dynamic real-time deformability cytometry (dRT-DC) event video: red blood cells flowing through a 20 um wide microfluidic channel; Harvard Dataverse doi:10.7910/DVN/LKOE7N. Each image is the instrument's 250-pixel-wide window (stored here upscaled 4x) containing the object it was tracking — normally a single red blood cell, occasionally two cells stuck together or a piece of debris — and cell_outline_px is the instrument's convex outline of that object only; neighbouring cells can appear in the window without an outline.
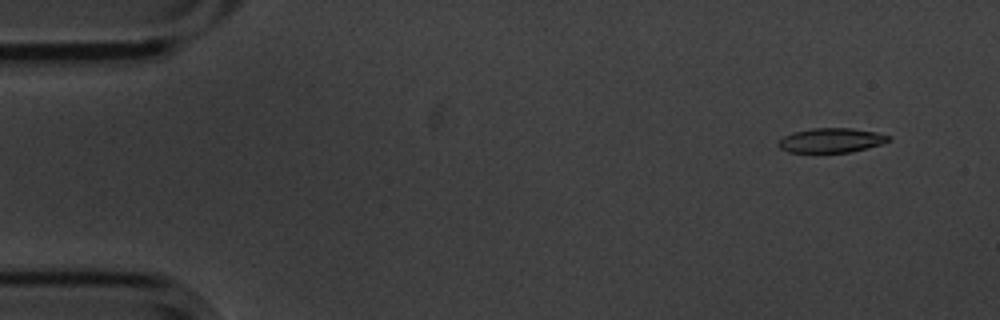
{"species": "common noctule bat (a hibernating species)", "species_latin": "Nyctalus noctula", "temperature_condition": "cold", "stored_images_in_passage": 52, "camera_frame_rate_fps": 3000, "um_per_image_px": 0.085, "animal": {"sex": "male", "body_mass_g": 20.1, "forearm_length_mm": 53.5}, "frame": {"image": 1, "passage_image": 4, "time_ms": 1.0, "image_size_px": [1000, 320], "cell_outline_px": [[892, 140], [880, 144], [852, 152], [788, 152], [780, 148], [776, 144], [784, 136], [792, 132], [812, 128], [852, 128], [876, 132], [892, 136]], "centroid_in_image_um": [70.66, 11.92], "position_along_channel_um": 14.3, "area_um2": 15.78}}
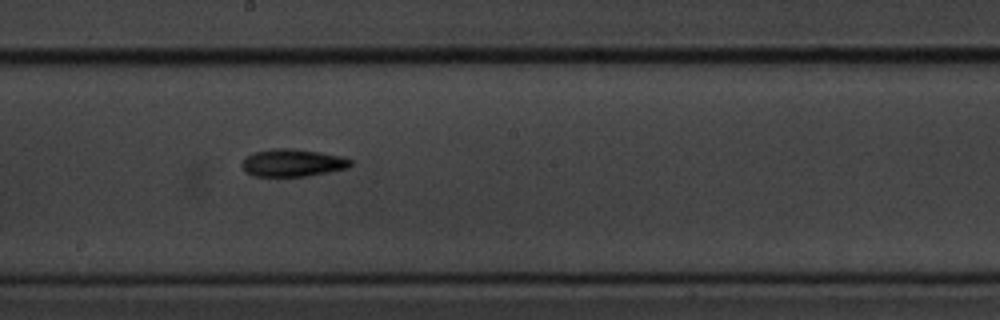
{"frame": {"image": 2, "passage_image": 30, "time_ms": 9.667, "image_size_px": [1000, 320], "cell_outline_px": [[352, 164], [348, 168], [308, 176], [252, 176], [244, 168], [244, 160], [252, 152], [272, 148], [296, 148], [344, 156], [352, 160]], "centroid_in_image_um": [24.93, 13.82], "position_along_channel_um": 223.3, "area_um2": 17.46}}
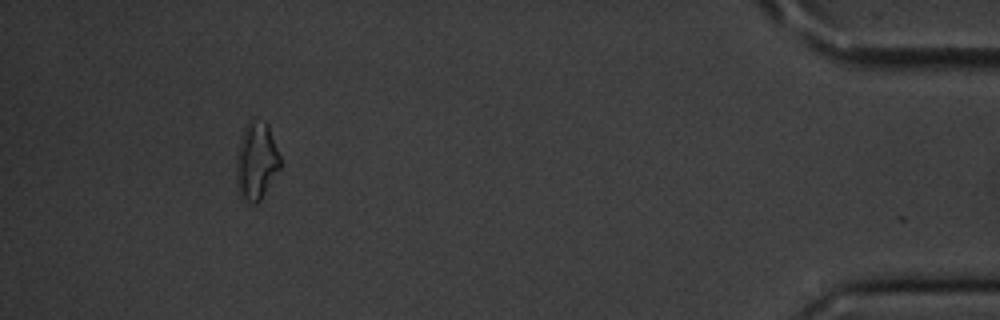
{"frame": {"image": 3, "passage_image": 51, "time_ms": 16.667, "image_size_px": [1000, 320], "cell_outline_px": [[280, 168], [260, 200], [256, 204], [252, 204], [240, 200], [236, 184], [236, 160], [244, 128], [248, 120], [252, 116], [264, 120], [268, 124], [280, 156]], "centroid_in_image_um": [21.77, 13.69], "position_along_channel_um": 413.4, "area_um2": 20.17}, "authors_computed_cell_mechanics": {"area_um2": 16.5308, "velocity_mm_per_s": 3.6029, "shape_relaxation_time_tau1_ms": 4.0205, "shape_relaxation_time_tau2_ms": null, "deformation_change_tau1": 0.1082, "deformation_change_tau2": null}}